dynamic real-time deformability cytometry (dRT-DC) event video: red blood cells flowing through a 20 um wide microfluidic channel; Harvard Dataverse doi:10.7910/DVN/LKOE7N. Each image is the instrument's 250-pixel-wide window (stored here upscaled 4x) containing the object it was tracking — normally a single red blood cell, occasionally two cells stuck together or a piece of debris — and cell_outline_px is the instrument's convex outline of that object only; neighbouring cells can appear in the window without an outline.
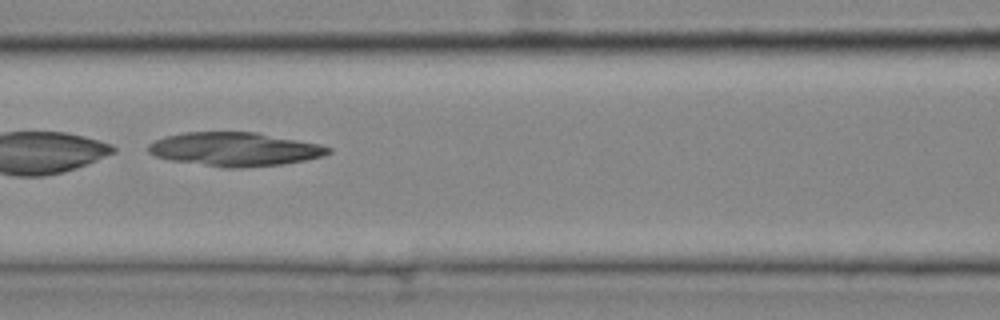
{"species": "common noctule bat (a hibernating species)", "species_latin": "Nyctalus noctula", "temperature_condition": "cold", "stored_images_in_passage": 52, "camera_frame_rate_fps": 3000, "um_per_image_px": 0.085, "animal": {"sex": "female", "body_mass_g": 25.1}, "frame": {"image": 1, "passage_image": 23, "time_ms": 7.333, "image_size_px": [1000, 320], "cell_outline_px": [[332, 152], [324, 156], [304, 160], [280, 164], [244, 168], [224, 168], [172, 160], [156, 156], [148, 152], [148, 144], [156, 140], [168, 136], [184, 132], [256, 132], [320, 144], [332, 148]], "centroid_in_image_um": [19.98, 12.68], "position_along_channel_um": 146.6, "area_um2": 35.26}}
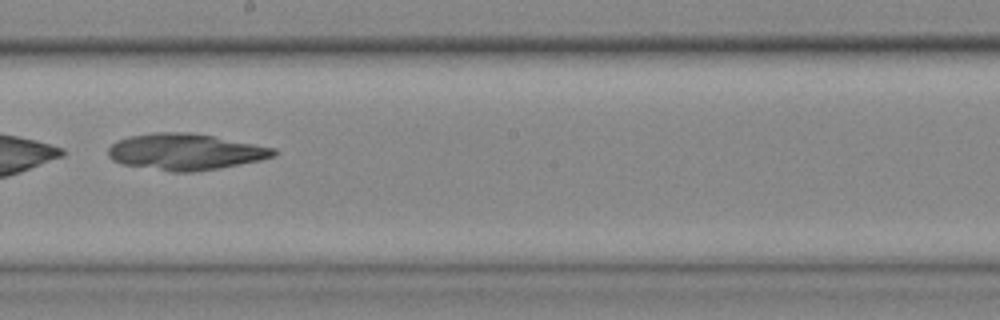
{"frame": {"image": 2, "passage_image": 30, "time_ms": 9.667, "image_size_px": [1000, 320], "cell_outline_px": [[280, 152], [276, 156], [260, 160], [220, 168], [192, 172], [172, 172], [120, 164], [112, 160], [108, 156], [108, 148], [116, 140], [128, 136], [152, 132], [188, 132], [212, 136], [276, 148]], "centroid_in_image_um": [15.74, 12.9], "position_along_channel_um": 232.5, "area_um2": 35.32}}